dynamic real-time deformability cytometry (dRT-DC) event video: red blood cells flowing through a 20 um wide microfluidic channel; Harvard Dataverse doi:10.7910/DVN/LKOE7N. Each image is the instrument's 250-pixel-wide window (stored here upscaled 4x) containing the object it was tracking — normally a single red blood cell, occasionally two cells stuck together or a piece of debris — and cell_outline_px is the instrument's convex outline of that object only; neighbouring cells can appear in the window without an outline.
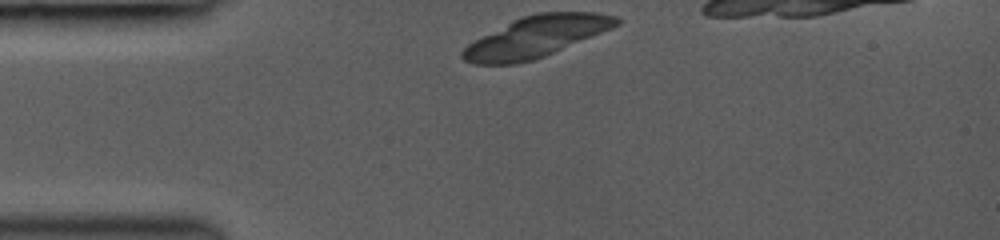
{"species": "common noctule bat (a hibernating species)", "species_latin": "Nyctalus noctula", "temperature_condition": "room temperature", "stored_images_in_passage": 12, "camera_frame_rate_fps": 3000, "um_per_image_px": 0.085, "animal": {"sex": "female", "body_mass_g": 19.0, "forearm_length_mm": 53.3}, "frame": {"image": 1, "passage_image": 1, "time_ms": 0.0, "image_size_px": [1000, 240], "cell_outline_px": [[620, 24], [612, 28], [544, 56], [532, 60], [516, 64], [476, 64], [464, 60], [460, 56], [460, 52], [468, 44], [512, 20], [520, 16], [536, 12], [596, 12], [616, 16], [620, 20]], "centroid_in_image_um": [45.57, 3.11], "position_along_channel_um": 39.4, "area_um2": 36.53}}